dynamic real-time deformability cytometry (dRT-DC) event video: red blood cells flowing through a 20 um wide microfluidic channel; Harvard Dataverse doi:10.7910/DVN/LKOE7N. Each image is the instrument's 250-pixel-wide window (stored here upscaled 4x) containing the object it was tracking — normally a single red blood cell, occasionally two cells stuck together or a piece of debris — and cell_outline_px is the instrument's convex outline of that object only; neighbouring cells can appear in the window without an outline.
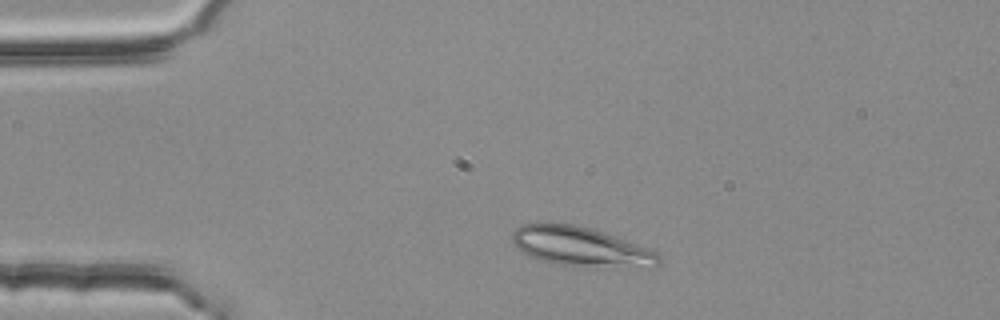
{"species": "common noctule bat (a hibernating species)", "species_latin": "Nyctalus noctula", "temperature_condition": "room temperature", "stored_images_in_passage": 2, "camera_frame_rate_fps": 3000, "um_per_image_px": 0.085, "animal": {"sex": "female", "body_mass_g": 25.1}, "frame": {"image": 1, "passage_image": 1, "time_ms": 0.0, "image_size_px": [1000, 320], "cell_outline_px": [[660, 264], [652, 268], [548, 264], [528, 256], [512, 244], [512, 232], [520, 224], [576, 224], [592, 228], [656, 252], [660, 256]], "centroid_in_image_um": [49.32, 20.98], "position_along_channel_um": 35.7, "area_um2": 33.47}}